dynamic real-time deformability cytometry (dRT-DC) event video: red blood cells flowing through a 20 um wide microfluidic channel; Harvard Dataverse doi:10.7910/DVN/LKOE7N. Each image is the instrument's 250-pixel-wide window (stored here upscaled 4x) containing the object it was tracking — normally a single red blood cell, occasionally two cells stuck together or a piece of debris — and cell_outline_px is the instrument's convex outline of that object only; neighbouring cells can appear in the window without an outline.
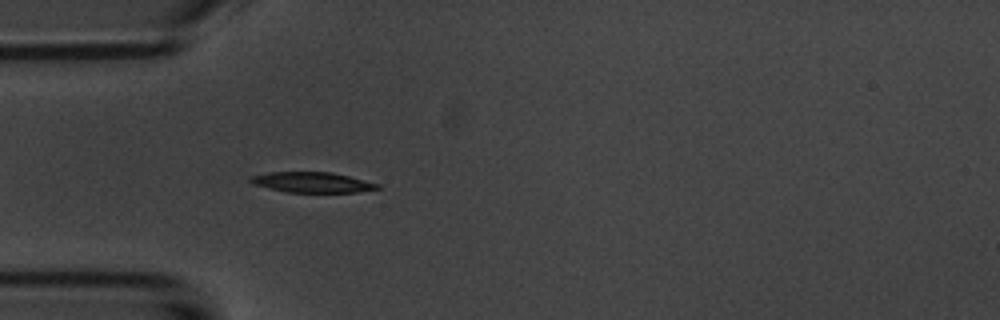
{"species": "common noctule bat (a hibernating species)", "species_latin": "Nyctalus noctula", "temperature_condition": "room temperature", "stored_images_in_passage": 39, "camera_frame_rate_fps": 3000, "um_per_image_px": 0.085, "animal": {"sex": "male", "body_mass_g": 20.1, "forearm_length_mm": 53.5}, "frame": {"image": 1, "passage_image": 1, "time_ms": 0.0, "image_size_px": [1000, 320], "cell_outline_px": [[380, 188], [356, 192], [288, 192], [252, 184], [248, 180], [248, 176], [268, 172], [332, 172], [380, 184]], "centroid_in_image_um": [26.48, 15.49], "position_along_channel_um": 58.5, "area_um2": 15.03}}
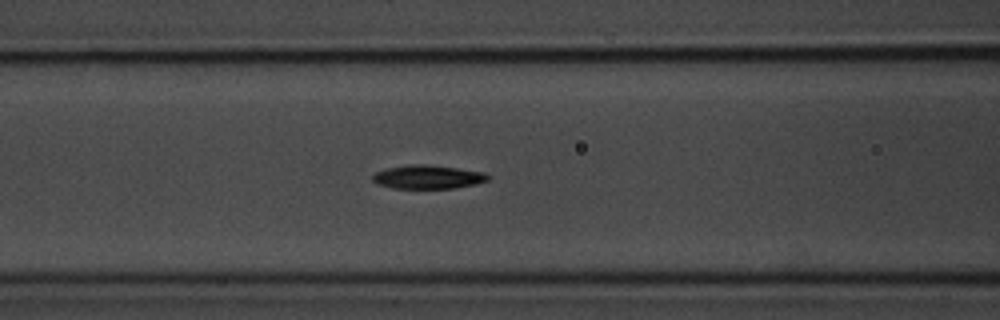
{"frame": {"image": 2, "passage_image": 7, "time_ms": 2.0, "image_size_px": [1000, 320], "cell_outline_px": [[492, 176], [488, 180], [476, 184], [456, 188], [392, 188], [376, 184], [372, 180], [372, 176], [376, 172], [388, 168], [412, 164], [424, 164], [456, 168], [484, 172]], "centroid_in_image_um": [36.38, 15.05], "position_along_channel_um": 130.2, "area_um2": 15.9}}
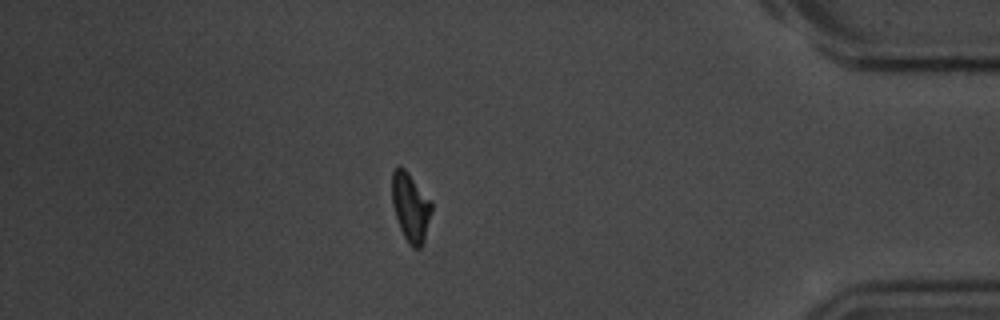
{"frame": {"image": 3, "passage_image": 32, "time_ms": 10.333, "image_size_px": [1000, 320], "cell_outline_px": [[432, 208], [424, 240], [420, 248], [412, 248], [408, 244], [400, 228], [392, 204], [392, 172], [400, 164], [408, 172], [432, 204]], "centroid_in_image_um": [34.87, 17.61], "position_along_channel_um": 400.3, "area_um2": 15.55}, "authors_computed_cell_mechanics": {"area_um2": 15.895, "velocity_mm_per_s": 3.7158, "shape_relaxation_time_tau1_ms": 3.0207, "shape_relaxation_time_tau2_ms": 5.1811, "deformation_change_tau1": 0.1225, "deformation_change_tau2": 0.1092}}